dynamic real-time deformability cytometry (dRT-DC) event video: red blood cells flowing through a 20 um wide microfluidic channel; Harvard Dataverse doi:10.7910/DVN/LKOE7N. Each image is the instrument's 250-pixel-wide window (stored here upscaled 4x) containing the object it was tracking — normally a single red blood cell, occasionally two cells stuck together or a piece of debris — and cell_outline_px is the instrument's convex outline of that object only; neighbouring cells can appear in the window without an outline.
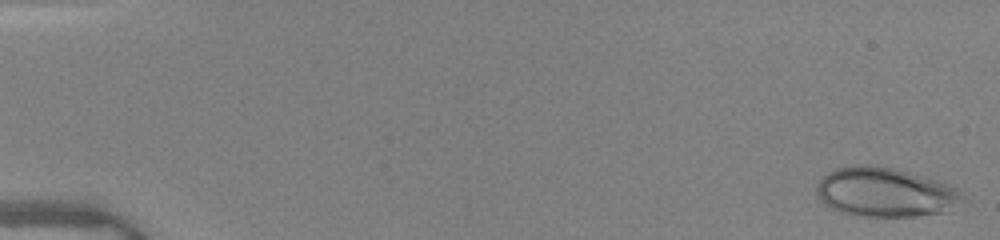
{"species": "human", "species_latin": "Homo sapiens", "temperature_condition": "warm", "stored_images_in_passage": 50, "camera_frame_rate_fps": 3000, "um_per_image_px": 0.085, "donor": {"sex": "female"}, "frame": {"image": 1, "passage_image": 1, "time_ms": 0.0, "image_size_px": [1000, 240], "cell_outline_px": [[968, 200], [952, 212], [916, 216], [852, 216], [840, 212], [824, 204], [816, 196], [816, 184], [828, 172], [836, 168], [860, 164], [868, 164], [892, 168], [908, 172], [948, 184], [956, 188]], "centroid_in_image_um": [75.28, 16.37], "position_along_channel_um": 9.7, "area_um2": 42.54}}
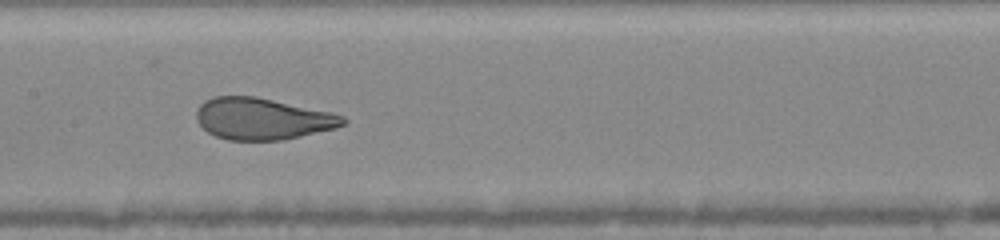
{"frame": {"image": 2, "passage_image": 26, "time_ms": 8.333, "image_size_px": [1000, 240], "cell_outline_px": [[348, 124], [336, 128], [300, 136], [280, 140], [228, 140], [216, 136], [208, 132], [196, 120], [196, 112], [200, 104], [204, 100], [216, 96], [256, 96], [332, 112], [344, 116], [348, 120]], "centroid_in_image_um": [22.33, 10.09], "position_along_channel_um": 185.1, "area_um2": 35.72}}
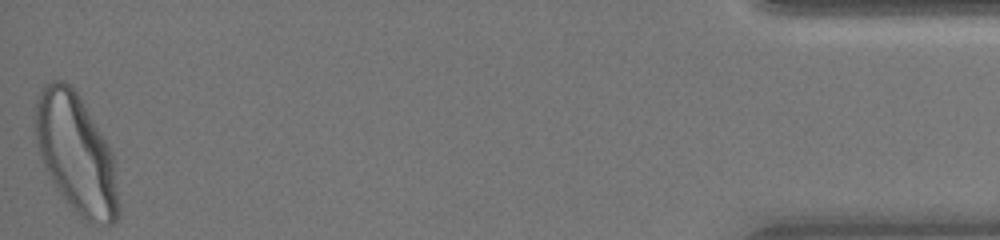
{"frame": {"image": 3, "passage_image": 50, "time_ms": 16.333, "image_size_px": [1000, 240], "cell_outline_px": [[120, 212], [116, 220], [112, 224], [104, 224], [88, 220], [80, 216], [60, 192], [44, 168], [36, 140], [36, 100], [40, 88], [44, 84], [52, 80], [64, 80], [76, 92], [108, 144], [112, 152], [120, 208]], "centroid_in_image_um": [6.47, 13.04], "position_along_channel_um": 428.7, "area_um2": 56.76}, "authors_computed_cell_mechanics": {"area_um2": 39.1884, "velocity_mm_per_s": 4.0493, "shape_relaxation_time_tau1_ms": 2.9299, "shape_relaxation_time_tau2_ms": null, "deformation_change_tau1": 0.1614, "deformation_change_tau2": null}}